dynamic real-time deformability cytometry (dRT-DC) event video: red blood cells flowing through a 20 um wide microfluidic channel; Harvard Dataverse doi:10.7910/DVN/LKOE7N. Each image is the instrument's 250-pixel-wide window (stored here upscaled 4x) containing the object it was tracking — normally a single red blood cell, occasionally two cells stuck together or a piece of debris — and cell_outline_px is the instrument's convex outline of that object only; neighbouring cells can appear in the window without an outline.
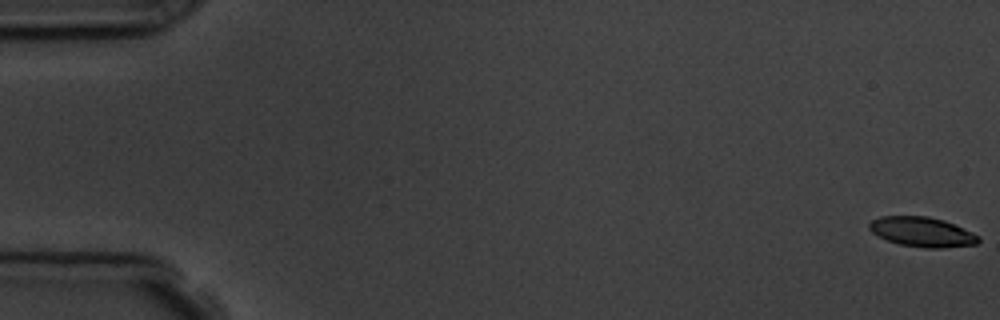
{"species": "common noctule bat (a hibernating species)", "species_latin": "Nyctalus noctula", "temperature_condition": "room temperature", "stored_images_in_passage": 5, "camera_frame_rate_fps": 3000, "um_per_image_px": 0.085, "animal": {"sex": "male", "body_mass_g": 19.5, "forearm_length_mm": 54.6}, "frame": {"image": 1, "passage_image": 1, "time_ms": 0.0, "image_size_px": [1000, 320], "cell_outline_px": [[980, 240], [976, 244], [940, 248], [924, 248], [900, 244], [888, 240], [872, 232], [868, 228], [868, 224], [872, 220], [880, 216], [928, 216], [944, 220], [972, 232], [980, 236]], "centroid_in_image_um": [78.38, 19.71], "position_along_channel_um": 6.6, "area_um2": 18.84}}
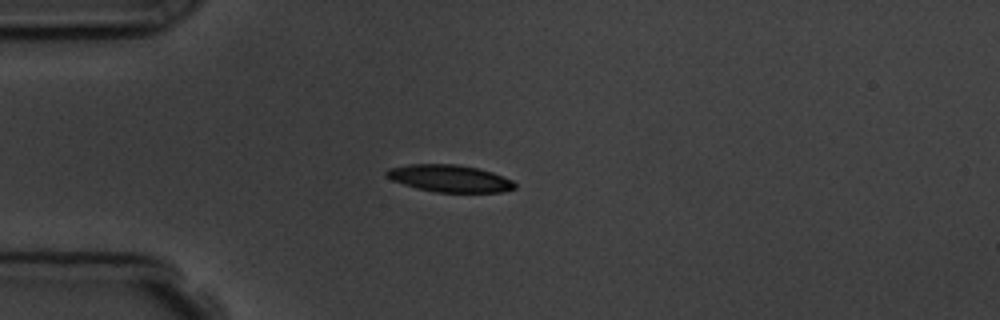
{"frame": {"image": 2, "passage_image": 5, "time_ms": 4.667, "image_size_px": [1000, 320], "cell_outline_px": [[516, 188], [504, 192], [436, 192], [416, 188], [392, 180], [384, 176], [384, 172], [388, 168], [408, 164], [456, 164], [476, 168], [492, 172], [512, 180], [516, 184]], "centroid_in_image_um": [38.19, 15.16], "position_along_channel_um": 46.8, "area_um2": 20.35}}